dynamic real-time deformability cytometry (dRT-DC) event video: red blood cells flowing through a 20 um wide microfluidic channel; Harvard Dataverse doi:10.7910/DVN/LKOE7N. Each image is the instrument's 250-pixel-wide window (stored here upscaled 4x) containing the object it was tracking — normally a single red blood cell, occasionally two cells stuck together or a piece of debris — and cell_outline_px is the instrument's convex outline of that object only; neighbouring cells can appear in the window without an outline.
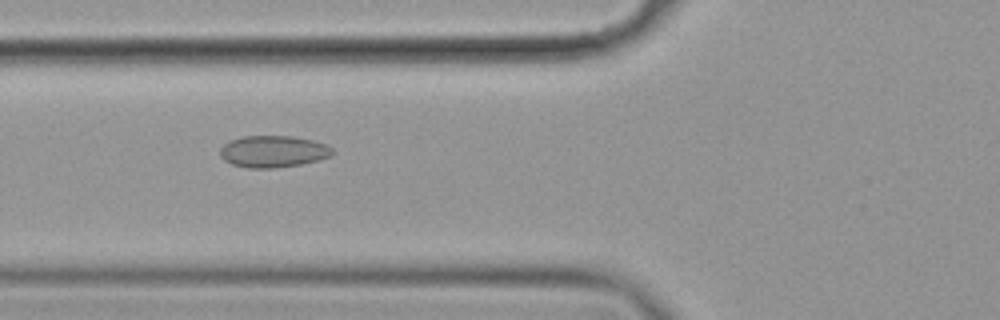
{"species": "common noctule bat (a hibernating species)", "species_latin": "Nyctalus noctula", "temperature_condition": "cold", "stored_images_in_passage": 40, "camera_frame_rate_fps": 3000, "um_per_image_px": 0.085, "animal": {"sex": "female", "body_mass_g": 19.9}, "frame": {"image": 1, "passage_image": 5, "time_ms": 1.333, "image_size_px": [1000, 320], "cell_outline_px": [[332, 152], [328, 156], [316, 160], [300, 164], [272, 168], [248, 168], [232, 164], [224, 160], [220, 156], [220, 148], [228, 140], [244, 136], [292, 136], [312, 140], [328, 144], [332, 148]], "centroid_in_image_um": [23.17, 12.86], "position_along_channel_um": 102.6, "area_um2": 20.69}}
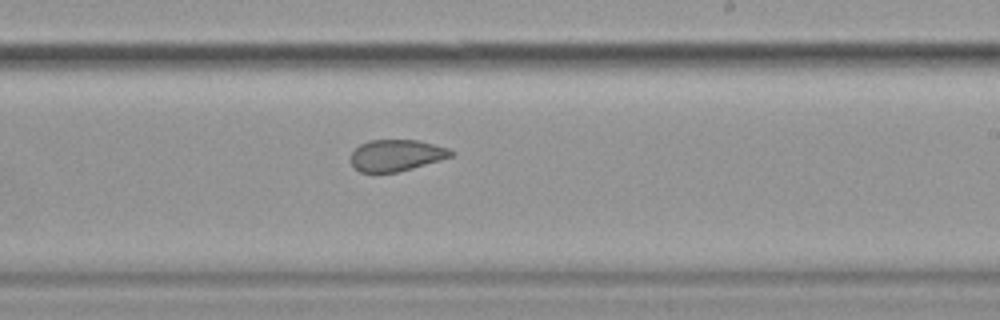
{"frame": {"image": 2, "passage_image": 18, "time_ms": 5.667, "image_size_px": [1000, 320], "cell_outline_px": [[452, 156], [440, 160], [412, 168], [396, 172], [360, 172], [348, 160], [352, 152], [360, 144], [368, 140], [420, 140], [448, 148], [452, 152]], "centroid_in_image_um": [33.65, 13.19], "position_along_channel_um": 255.4, "area_um2": 18.32}}
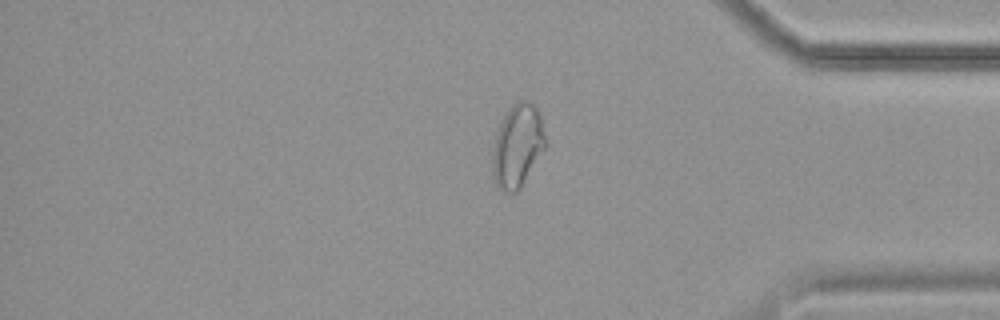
{"frame": {"image": 3, "passage_image": 31, "time_ms": 10.0, "image_size_px": [1000, 320], "cell_outline_px": [[548, 144], [520, 188], [516, 192], [508, 192], [500, 188], [496, 184], [492, 176], [492, 152], [496, 132], [500, 120], [508, 108], [516, 100], [528, 100], [536, 108], [540, 116]], "centroid_in_image_um": [43.98, 12.36], "position_along_channel_um": 391.2, "area_um2": 25.95}, "authors_computed_cell_mechanics": {"area_um2": 20.5768, "velocity_mm_per_s": 3.5331, "shape_relaxation_time_tau1_ms": null, "shape_relaxation_time_tau2_ms": 1.8119, "deformation_change_tau1": null, "deformation_change_tau2": 0.0684}}